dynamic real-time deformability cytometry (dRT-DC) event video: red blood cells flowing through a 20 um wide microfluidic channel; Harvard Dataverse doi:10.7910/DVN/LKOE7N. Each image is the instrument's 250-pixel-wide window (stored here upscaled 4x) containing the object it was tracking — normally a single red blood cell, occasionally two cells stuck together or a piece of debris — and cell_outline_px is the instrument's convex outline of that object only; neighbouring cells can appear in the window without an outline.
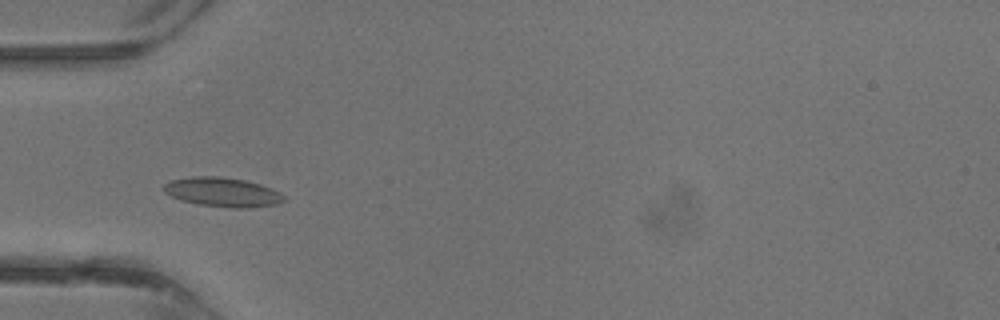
{"species": "common noctule bat (a hibernating species)", "species_latin": "Nyctalus noctula", "temperature_condition": "warm", "stored_images_in_passage": 34, "camera_frame_rate_fps": 3000, "um_per_image_px": 0.085, "animal": {"sex": "male", "body_mass_g": 13.3}, "frame": {"image": 1, "passage_image": 8, "time_ms": 2.333, "image_size_px": [1000, 320], "cell_outline_px": [[284, 200], [276, 204], [248, 208], [232, 208], [200, 204], [180, 200], [164, 192], [164, 184], [172, 180], [192, 176], [220, 176], [244, 180], [260, 184], [280, 192], [284, 196]], "centroid_in_image_um": [18.91, 16.33], "position_along_channel_um": 66.1, "area_um2": 20.35}}
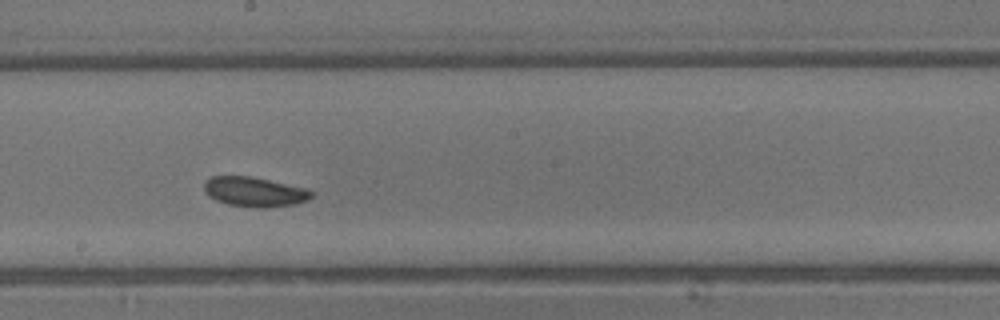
{"frame": {"image": 2, "passage_image": 17, "time_ms": 5.333, "image_size_px": [1000, 320], "cell_outline_px": [[312, 196], [308, 200], [296, 204], [264, 208], [256, 208], [228, 204], [216, 200], [208, 196], [204, 192], [204, 180], [212, 176], [252, 176], [308, 188], [312, 192]], "centroid_in_image_um": [21.63, 16.3], "position_along_channel_um": 226.6, "area_um2": 18.84}}
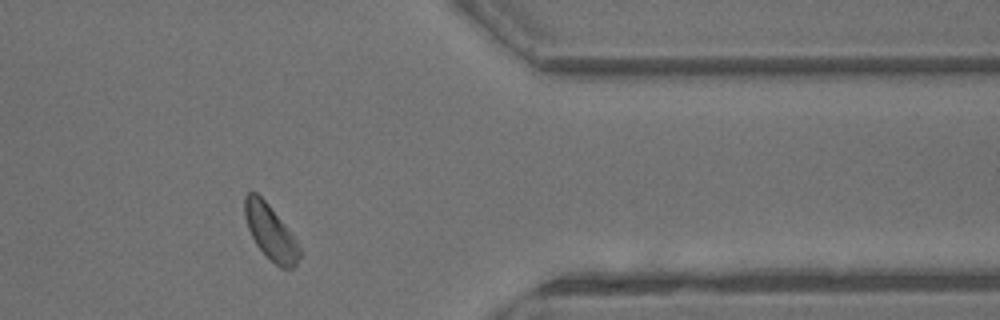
{"frame": {"image": 3, "passage_image": 27, "time_ms": 8.667, "image_size_px": [1000, 320], "cell_outline_px": [[300, 256], [296, 264], [292, 268], [280, 268], [256, 244], [248, 228], [244, 216], [244, 196], [248, 192], [256, 192], [268, 204], [292, 236], [300, 248]], "centroid_in_image_um": [22.96, 19.72], "position_along_channel_um": 388.4, "area_um2": 16.88}}